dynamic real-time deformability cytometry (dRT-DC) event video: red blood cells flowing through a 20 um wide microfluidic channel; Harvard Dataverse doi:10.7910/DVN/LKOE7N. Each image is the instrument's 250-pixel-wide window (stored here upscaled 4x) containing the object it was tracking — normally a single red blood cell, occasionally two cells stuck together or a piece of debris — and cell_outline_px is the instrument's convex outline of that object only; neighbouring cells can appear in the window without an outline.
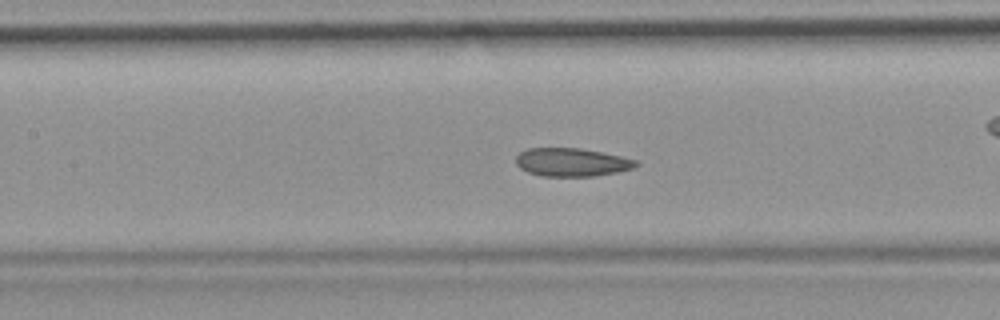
{"species": "common noctule bat (a hibernating species)", "species_latin": "Nyctalus noctula", "temperature_condition": "room temperature", "stored_images_in_passage": 54, "camera_frame_rate_fps": 3000, "um_per_image_px": 0.085, "animal": {"sex": "female", "body_mass_g": 19.9}, "frame": {"image": 1, "passage_image": 24, "time_ms": 7.667, "image_size_px": [1000, 320], "cell_outline_px": [[640, 164], [632, 168], [620, 172], [596, 176], [540, 176], [528, 172], [520, 168], [516, 164], [516, 156], [520, 152], [528, 148], [580, 148], [620, 156], [636, 160]], "centroid_in_image_um": [48.59, 13.79], "position_along_channel_um": 158.8, "area_um2": 19.83}}